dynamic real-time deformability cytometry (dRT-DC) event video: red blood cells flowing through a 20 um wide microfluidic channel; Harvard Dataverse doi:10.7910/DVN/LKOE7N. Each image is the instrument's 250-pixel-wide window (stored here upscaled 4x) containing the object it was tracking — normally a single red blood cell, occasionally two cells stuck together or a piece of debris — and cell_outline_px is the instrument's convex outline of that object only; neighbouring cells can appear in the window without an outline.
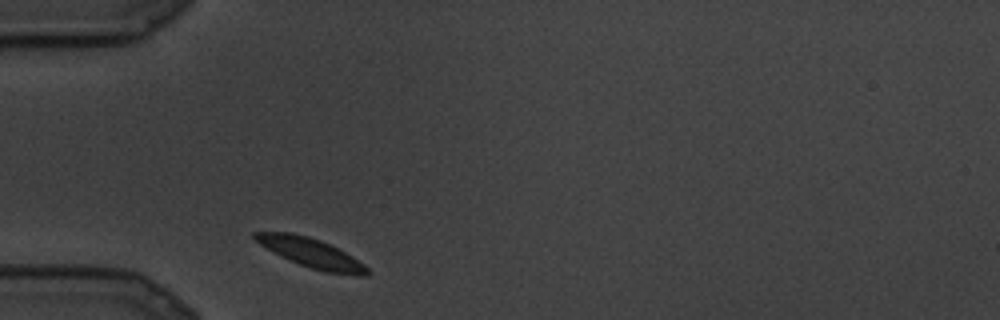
{"species": "common noctule bat (a hibernating species)", "species_latin": "Nyctalus noctula", "temperature_condition": "cold", "stored_images_in_passage": 7, "camera_frame_rate_fps": 3000, "um_per_image_px": 0.085, "animal": {"sex": "male", "body_mass_g": 19.5, "forearm_length_mm": 54.6}, "frame": {"image": 1, "passage_image": 1, "time_ms": 0.0, "image_size_px": [1000, 320], "cell_outline_px": [[372, 272], [368, 276], [360, 276], [324, 272], [300, 264], [280, 256], [260, 244], [252, 236], [252, 232], [292, 232], [308, 236], [320, 240], [352, 256], [364, 264]], "centroid_in_image_um": [26.48, 21.51], "position_along_channel_um": 58.5, "area_um2": 19.07}}
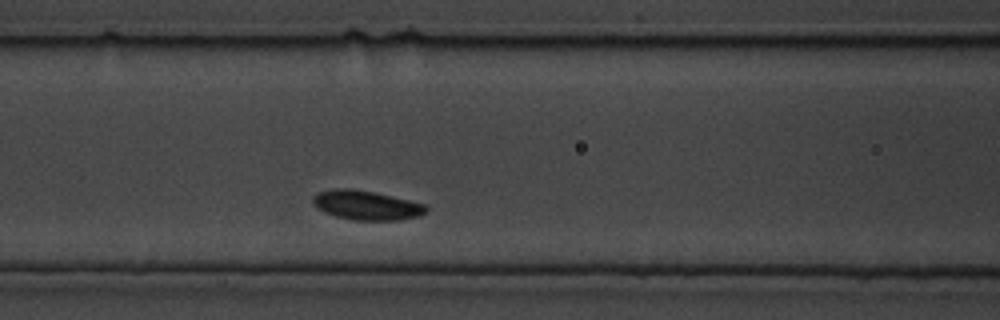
{"frame": {"image": 2, "passage_image": 5, "time_ms": 1.333, "image_size_px": [1000, 320], "cell_outline_px": [[428, 212], [420, 216], [400, 220], [356, 220], [336, 216], [324, 212], [316, 208], [312, 204], [312, 196], [316, 192], [332, 188], [348, 188], [372, 192], [408, 200], [424, 204], [428, 208]], "centroid_in_image_um": [31.1, 17.44], "position_along_channel_um": 135.5, "area_um2": 19.42}}
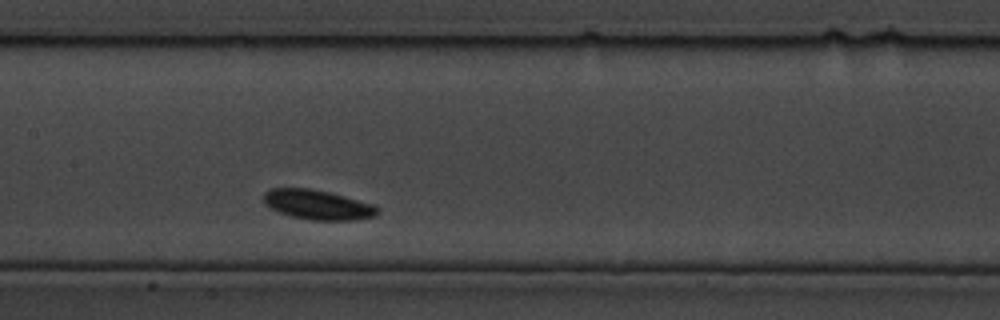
{"frame": {"image": 3, "passage_image": 7, "time_ms": 2.0, "image_size_px": [1000, 320], "cell_outline_px": [[380, 212], [376, 216], [356, 220], [312, 220], [288, 216], [264, 204], [264, 192], [272, 188], [308, 188], [328, 192], [344, 196], [372, 204], [380, 208]], "centroid_in_image_um": [27.02, 17.41], "position_along_channel_um": 180.4, "area_um2": 19.71}}